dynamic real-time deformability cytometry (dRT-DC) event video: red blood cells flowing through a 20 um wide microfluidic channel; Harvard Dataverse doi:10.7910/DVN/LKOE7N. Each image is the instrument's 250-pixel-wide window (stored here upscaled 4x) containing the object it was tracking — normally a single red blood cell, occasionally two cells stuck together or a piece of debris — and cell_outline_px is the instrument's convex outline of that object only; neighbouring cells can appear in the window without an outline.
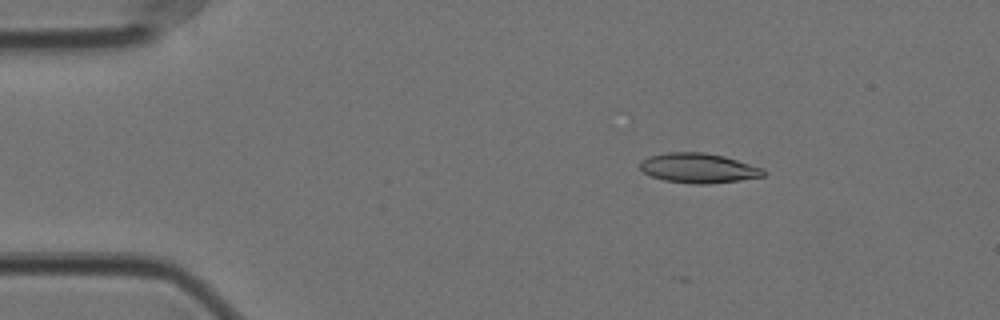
{"species": "Egyptian fruit bat (a non-hibernating species)", "species_latin": "Rousettus aegyptiacus", "temperature_condition": "cold", "stored_images_in_passage": 18, "camera_frame_rate_fps": 3000, "um_per_image_px": 0.085, "animal": {"sex": "female"}, "frame": {"image": 1, "passage_image": 8, "time_ms": 2.333, "image_size_px": [1000, 320], "cell_outline_px": [[768, 172], [764, 176], [740, 180], [708, 184], [696, 184], [664, 180], [652, 176], [644, 172], [640, 168], [640, 160], [648, 156], [664, 152], [704, 152], [724, 156], [764, 168]], "centroid_in_image_um": [59.38, 14.28], "position_along_channel_um": 25.6, "area_um2": 21.56}}
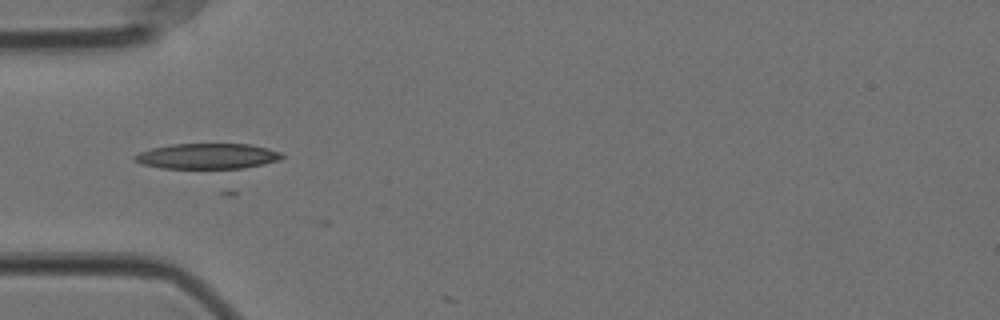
{"frame": {"image": 2, "passage_image": 17, "time_ms": 5.333, "image_size_px": [1000, 320], "cell_outline_px": [[284, 156], [280, 160], [264, 164], [244, 168], [160, 168], [144, 164], [132, 160], [132, 156], [140, 152], [152, 148], [172, 144], [252, 144], [268, 148], [280, 152]], "centroid_in_image_um": [17.64, 13.27], "position_along_channel_um": 67.4, "area_um2": 21.91}}